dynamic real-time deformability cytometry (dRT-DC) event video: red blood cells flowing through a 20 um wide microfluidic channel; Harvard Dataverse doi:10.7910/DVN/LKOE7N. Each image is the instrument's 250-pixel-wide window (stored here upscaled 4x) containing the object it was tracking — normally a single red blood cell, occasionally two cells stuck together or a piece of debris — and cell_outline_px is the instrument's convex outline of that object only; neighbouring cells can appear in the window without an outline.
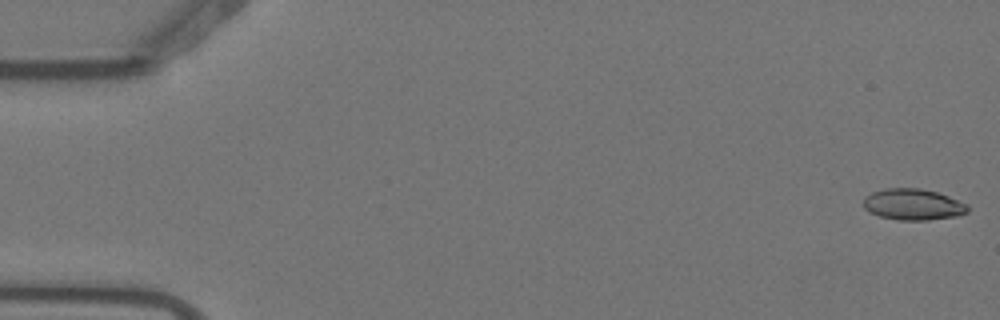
{"species": "Egyptian fruit bat (a non-hibernating species)", "species_latin": "Rousettus aegyptiacus", "temperature_condition": "warm", "stored_images_in_passage": 4, "camera_frame_rate_fps": 3000, "um_per_image_px": 0.085, "animal": {"sex": "female"}, "frame": {"image": 1, "passage_image": 1, "time_ms": 0.0, "image_size_px": [1000, 320], "cell_outline_px": [[968, 212], [956, 216], [928, 220], [900, 220], [880, 216], [868, 212], [864, 208], [864, 196], [872, 192], [884, 188], [920, 188], [936, 192], [948, 196], [968, 204]], "centroid_in_image_um": [77.59, 17.37], "position_along_channel_um": 7.4, "area_um2": 19.02}}
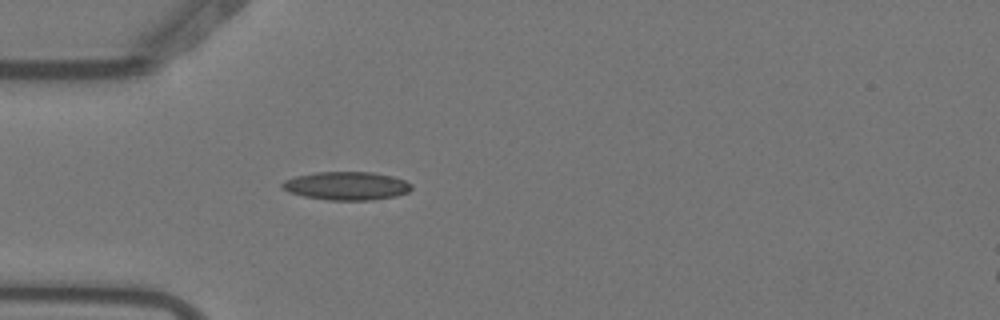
{"frame": {"image": 2, "passage_image": 4, "time_ms": 1.0, "image_size_px": [1000, 320], "cell_outline_px": [[412, 188], [408, 192], [396, 196], [372, 200], [328, 200], [304, 196], [288, 192], [280, 184], [284, 180], [296, 176], [316, 172], [372, 172], [392, 176], [404, 180], [412, 184]], "centroid_in_image_um": [29.46, 15.8], "position_along_channel_um": 55.5, "area_um2": 21.33}}